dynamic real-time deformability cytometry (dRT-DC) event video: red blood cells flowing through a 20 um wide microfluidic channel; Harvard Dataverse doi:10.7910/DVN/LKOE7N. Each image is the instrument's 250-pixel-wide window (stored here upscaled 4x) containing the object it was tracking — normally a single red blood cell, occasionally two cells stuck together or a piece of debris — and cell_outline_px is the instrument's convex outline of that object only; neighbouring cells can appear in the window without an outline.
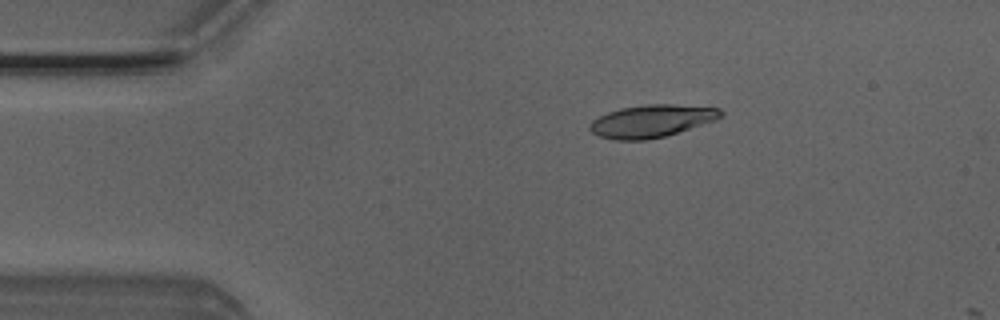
{"species": "Egyptian fruit bat (a non-hibernating species)", "species_latin": "Rousettus aegyptiacus", "temperature_condition": "room temperature", "stored_images_in_passage": 5, "camera_frame_rate_fps": 3000, "um_per_image_px": 0.085, "animal": {"sex": "male"}, "frame": {"image": 1, "passage_image": 3, "time_ms": 0.667, "image_size_px": [1000, 320], "cell_outline_px": [[724, 116], [716, 120], [664, 136], [644, 140], [616, 140], [600, 136], [592, 132], [588, 128], [588, 124], [592, 120], [608, 112], [620, 108], [644, 104], [676, 104], [720, 108], [724, 112]], "centroid_in_image_um": [55.39, 10.27], "position_along_channel_um": 29.6, "area_um2": 24.85}}